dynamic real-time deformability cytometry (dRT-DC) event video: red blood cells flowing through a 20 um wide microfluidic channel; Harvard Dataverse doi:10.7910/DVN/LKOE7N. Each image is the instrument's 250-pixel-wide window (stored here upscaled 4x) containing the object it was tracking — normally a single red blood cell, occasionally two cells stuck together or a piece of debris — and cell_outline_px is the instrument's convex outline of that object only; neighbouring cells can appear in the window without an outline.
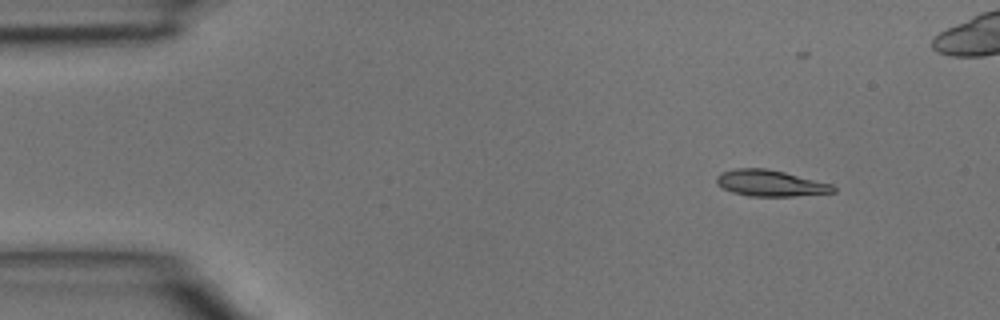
{"species": "common noctule bat (a hibernating species)", "species_latin": "Nyctalus noctula", "temperature_condition": "room temperature", "stored_images_in_passage": 4, "camera_frame_rate_fps": 3000, "um_per_image_px": 0.085, "animal": {"sex": "male", "body_mass_g": 15.6}, "frame": {"image": 1, "passage_image": 1, "time_ms": 0.0, "image_size_px": [1000, 320], "cell_outline_px": [[836, 192], [792, 196], [748, 196], [732, 192], [716, 184], [716, 176], [720, 172], [736, 168], [768, 168], [832, 184], [836, 188]], "centroid_in_image_um": [65.45, 15.56], "position_along_channel_um": 19.6, "area_um2": 17.86}}